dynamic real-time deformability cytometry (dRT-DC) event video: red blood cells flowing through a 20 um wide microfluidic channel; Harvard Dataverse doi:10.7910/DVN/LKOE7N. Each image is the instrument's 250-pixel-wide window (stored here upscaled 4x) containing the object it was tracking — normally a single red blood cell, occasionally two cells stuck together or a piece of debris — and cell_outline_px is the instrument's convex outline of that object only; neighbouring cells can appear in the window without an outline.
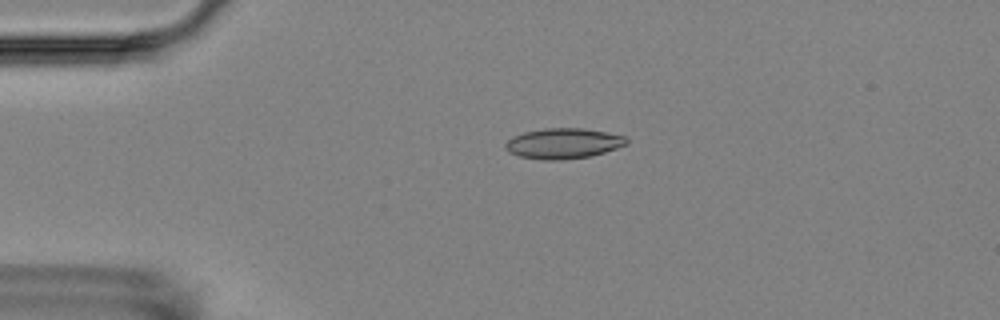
{"species": "Egyptian fruit bat (a non-hibernating species)", "species_latin": "Rousettus aegyptiacus", "temperature_condition": "room temperature", "stored_images_in_passage": 4, "camera_frame_rate_fps": 3000, "um_per_image_px": 0.085, "animal": {"sex": "female"}, "frame": {"image": 1, "passage_image": 3, "time_ms": 2.333, "image_size_px": [1000, 320], "cell_outline_px": [[628, 144], [592, 156], [564, 160], [540, 160], [520, 156], [508, 152], [504, 148], [504, 144], [512, 136], [524, 132], [544, 128], [580, 128], [604, 132], [624, 136], [628, 140]], "centroid_in_image_um": [47.84, 12.2], "position_along_channel_um": 37.2, "area_um2": 21.56}}